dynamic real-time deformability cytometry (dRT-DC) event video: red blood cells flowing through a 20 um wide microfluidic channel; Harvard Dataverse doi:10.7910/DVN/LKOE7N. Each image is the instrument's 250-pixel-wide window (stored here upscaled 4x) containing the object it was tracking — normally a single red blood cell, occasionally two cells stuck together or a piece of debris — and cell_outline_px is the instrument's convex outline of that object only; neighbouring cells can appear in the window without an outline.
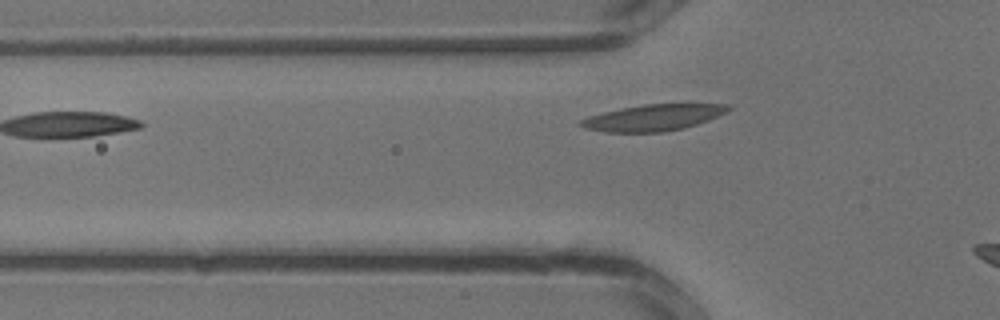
{"species": "common noctule bat (a hibernating species)", "species_latin": "Nyctalus noctula", "temperature_condition": "warm", "stored_images_in_passage": 6, "camera_frame_rate_fps": 3000, "um_per_image_px": 0.085, "animal": {"sex": "male", "body_mass_g": 13.3}, "frame": {"image": 1, "passage_image": 6, "time_ms": 1.667, "image_size_px": [1000, 320], "cell_outline_px": [[732, 108], [708, 120], [684, 128], [664, 132], [604, 132], [584, 128], [580, 124], [580, 120], [588, 116], [620, 108], [644, 104], [728, 104]], "centroid_in_image_um": [55.49, 10.0], "position_along_channel_um": 70.3, "area_um2": 22.43}}